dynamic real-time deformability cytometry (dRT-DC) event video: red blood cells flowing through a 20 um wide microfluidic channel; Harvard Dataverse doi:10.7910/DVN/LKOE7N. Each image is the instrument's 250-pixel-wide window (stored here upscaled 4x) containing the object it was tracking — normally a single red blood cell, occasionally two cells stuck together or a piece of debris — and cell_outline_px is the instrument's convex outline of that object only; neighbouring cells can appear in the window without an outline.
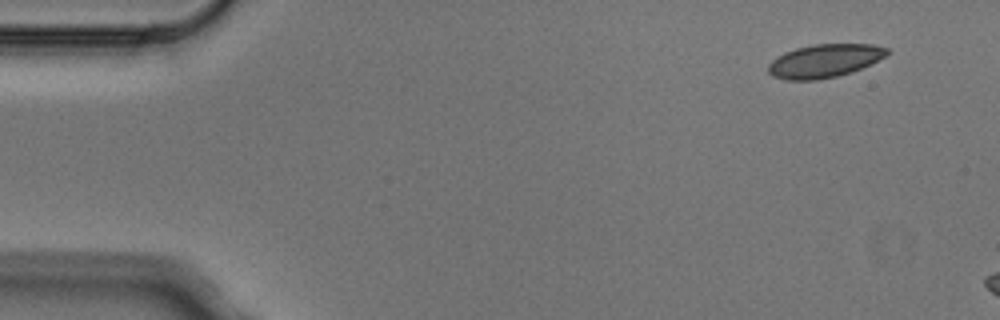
{"species": "Egyptian fruit bat (a non-hibernating species)", "species_latin": "Rousettus aegyptiacus", "temperature_condition": "cold", "stored_images_in_passage": 3, "camera_frame_rate_fps": 3000, "um_per_image_px": 0.085, "animal": {"sex": "male"}, "frame": {"image": 1, "passage_image": 1, "time_ms": 0.0, "image_size_px": [1000, 320], "cell_outline_px": [[892, 52], [852, 72], [836, 76], [816, 80], [784, 80], [772, 76], [768, 72], [768, 64], [776, 56], [784, 52], [796, 48], [812, 44], [872, 44], [888, 48]], "centroid_in_image_um": [70.03, 5.17], "position_along_channel_um": 15.0, "area_um2": 23.06}}